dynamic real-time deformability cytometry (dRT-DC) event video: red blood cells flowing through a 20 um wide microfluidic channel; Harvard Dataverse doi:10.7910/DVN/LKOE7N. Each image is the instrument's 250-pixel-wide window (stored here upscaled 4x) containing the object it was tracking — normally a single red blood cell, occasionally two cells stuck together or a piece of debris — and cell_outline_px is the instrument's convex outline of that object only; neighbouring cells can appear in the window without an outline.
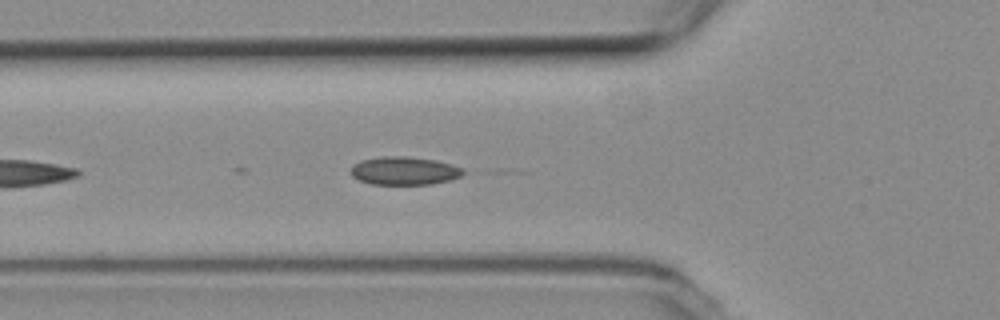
{"species": "common noctule bat (a hibernating species)", "species_latin": "Nyctalus noctula", "temperature_condition": "room temperature", "stored_images_in_passage": 6, "camera_frame_rate_fps": 3000, "um_per_image_px": 0.085, "animal": {"sex": "female", "body_mass_g": 19.3, "forearm_length_mm": 54.1}, "frame": {"image": 1, "passage_image": 6, "time_ms": 1.667, "image_size_px": [1000, 320], "cell_outline_px": [[468, 172], [452, 180], [432, 184], [372, 184], [360, 180], [352, 176], [348, 172], [352, 164], [360, 160], [380, 156], [408, 156], [436, 160], [452, 164], [464, 168]], "centroid_in_image_um": [34.38, 14.5], "position_along_channel_um": 91.4, "area_um2": 18.9}}